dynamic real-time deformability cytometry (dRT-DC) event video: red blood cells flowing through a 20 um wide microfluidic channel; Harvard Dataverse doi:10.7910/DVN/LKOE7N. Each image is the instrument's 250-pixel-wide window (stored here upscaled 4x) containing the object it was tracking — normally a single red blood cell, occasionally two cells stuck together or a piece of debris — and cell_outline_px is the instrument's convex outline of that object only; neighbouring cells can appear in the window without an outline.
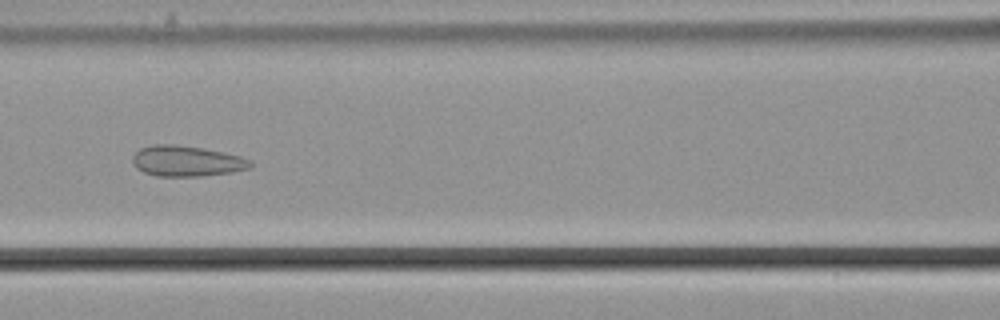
{"species": "common noctule bat (a hibernating species)", "species_latin": "Nyctalus noctula", "temperature_condition": "cold", "stored_images_in_passage": 57, "camera_frame_rate_fps": 3000, "um_per_image_px": 0.085, "animal": {"sex": "male", "body_mass_g": 21.5, "forearm_length_mm": 52.0}, "frame": {"image": 1, "passage_image": 26, "time_ms": 8.333, "image_size_px": [1000, 320], "cell_outline_px": [[252, 168], [232, 172], [204, 176], [156, 176], [144, 172], [136, 168], [132, 164], [132, 156], [140, 148], [152, 144], [172, 144], [204, 148], [224, 152], [240, 156], [252, 160]], "centroid_in_image_um": [15.87, 13.69], "position_along_channel_um": 150.7, "area_um2": 21.33}}
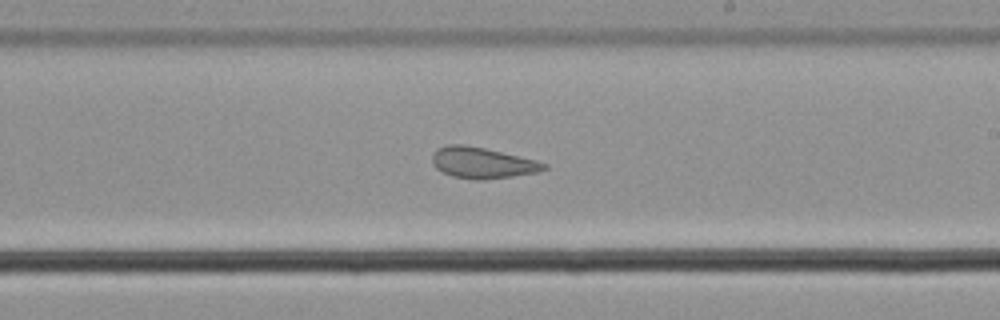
{"frame": {"image": 2, "passage_image": 34, "time_ms": 11.0, "image_size_px": [1000, 320], "cell_outline_px": [[548, 168], [536, 172], [512, 176], [480, 180], [472, 180], [452, 176], [436, 168], [432, 164], [432, 156], [436, 148], [448, 144], [464, 144], [484, 148], [536, 160], [548, 164]], "centroid_in_image_um": [40.96, 13.83], "position_along_channel_um": 248.0, "area_um2": 20.17}}
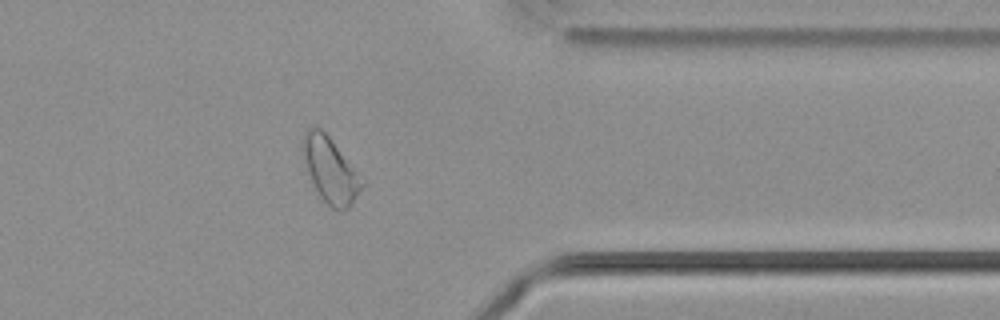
{"frame": {"image": 3, "passage_image": 46, "time_ms": 15.0, "image_size_px": [1000, 320], "cell_outline_px": [[364, 184], [352, 204], [344, 212], [340, 212], [332, 208], [320, 196], [308, 172], [300, 148], [300, 144], [304, 132], [312, 124], [316, 124], [328, 136]], "centroid_in_image_um": [28.0, 14.43], "position_along_channel_um": 383.4, "area_um2": 21.96}, "authors_computed_cell_mechanics": {"area_um2": 24.9118, "velocity_mm_per_s": 3.6576, "shape_relaxation_time_tau1_ms": null, "shape_relaxation_time_tau2_ms": 1.6582, "deformation_change_tau1": null, "deformation_change_tau2": 0.0732}}